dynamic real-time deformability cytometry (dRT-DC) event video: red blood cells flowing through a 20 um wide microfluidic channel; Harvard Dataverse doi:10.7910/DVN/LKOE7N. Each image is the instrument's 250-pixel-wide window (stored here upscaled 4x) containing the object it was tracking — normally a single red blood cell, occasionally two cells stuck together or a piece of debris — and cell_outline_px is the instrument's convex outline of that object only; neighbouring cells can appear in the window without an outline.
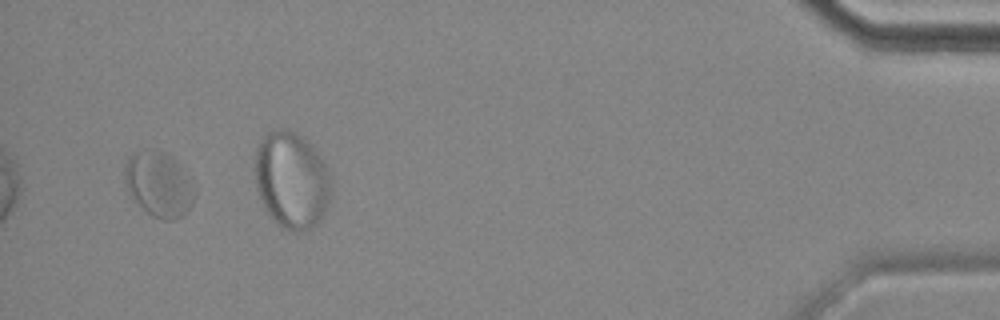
{"species": "common noctule bat (a hibernating species)", "species_latin": "Nyctalus noctula", "temperature_condition": "cold", "stored_images_in_passage": 10, "camera_frame_rate_fps": 3000, "um_per_image_px": 0.085, "animal": {"sex": "female", "body_mass_g": 18.4}, "frame": {"image": 1, "passage_image": 10, "time_ms": 11.667, "image_size_px": [1000, 320], "cell_outline_px": [[196, 196], [192, 204], [184, 216], [176, 220], [164, 220], [152, 216], [132, 200], [124, 184], [124, 168], [128, 156], [132, 152], [148, 148], [160, 148], [168, 152], [176, 160], [196, 192]], "centroid_in_image_um": [13.46, 15.64], "position_along_channel_um": 421.7, "area_um2": 27.22}}